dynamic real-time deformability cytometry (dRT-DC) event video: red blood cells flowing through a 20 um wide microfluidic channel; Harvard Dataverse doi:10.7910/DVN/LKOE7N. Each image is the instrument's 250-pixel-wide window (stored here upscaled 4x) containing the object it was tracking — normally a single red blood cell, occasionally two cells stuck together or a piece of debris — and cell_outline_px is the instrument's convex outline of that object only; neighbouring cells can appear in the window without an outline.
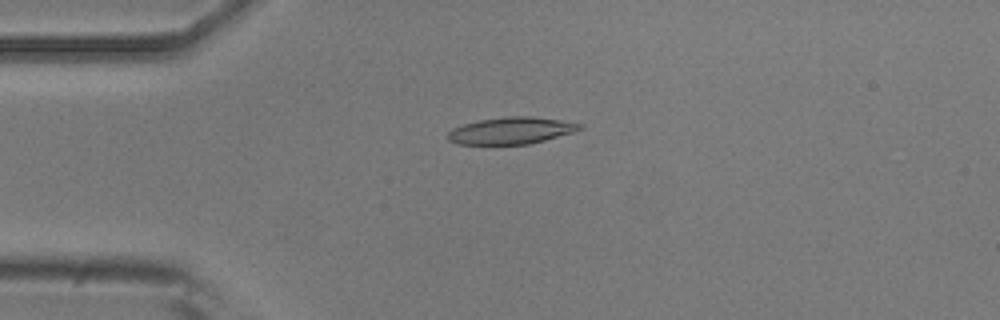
{"species": "common noctule bat (a hibernating species)", "species_latin": "Nyctalus noctula", "temperature_condition": "room temperature", "stored_images_in_passage": 6, "camera_frame_rate_fps": 3000, "um_per_image_px": 0.085, "animal": {"sex": "male", "body_mass_g": 20.5, "forearm_length_mm": 52.5}, "frame": {"image": 1, "passage_image": 4, "time_ms": 1.0, "image_size_px": [1000, 320], "cell_outline_px": [[584, 128], [572, 132], [544, 140], [528, 144], [456, 144], [448, 140], [448, 132], [452, 128], [464, 124], [480, 120], [504, 116], [532, 116], [560, 120], [584, 124]], "centroid_in_image_um": [43.44, 11.09], "position_along_channel_um": 41.6, "area_um2": 20.58}}
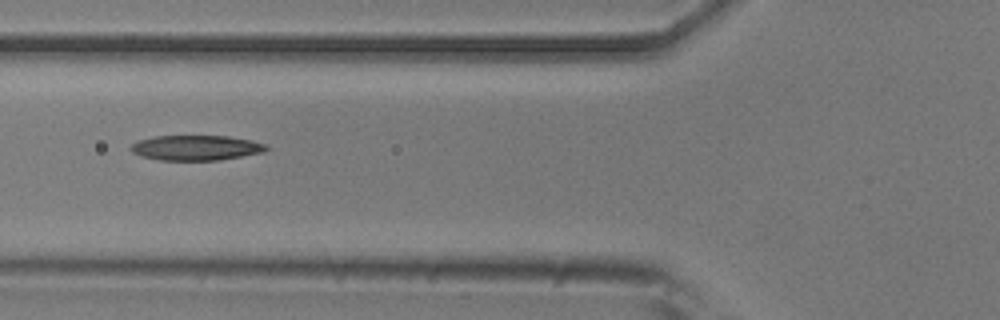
{"frame": {"image": 2, "passage_image": 6, "time_ms": 1.667, "image_size_px": [1000, 320], "cell_outline_px": [[268, 148], [264, 152], [220, 160], [160, 160], [140, 156], [132, 152], [132, 144], [140, 140], [152, 136], [228, 136], [252, 140], [268, 144]], "centroid_in_image_um": [16.7, 12.56], "position_along_channel_um": 109.1, "area_um2": 19.83}}